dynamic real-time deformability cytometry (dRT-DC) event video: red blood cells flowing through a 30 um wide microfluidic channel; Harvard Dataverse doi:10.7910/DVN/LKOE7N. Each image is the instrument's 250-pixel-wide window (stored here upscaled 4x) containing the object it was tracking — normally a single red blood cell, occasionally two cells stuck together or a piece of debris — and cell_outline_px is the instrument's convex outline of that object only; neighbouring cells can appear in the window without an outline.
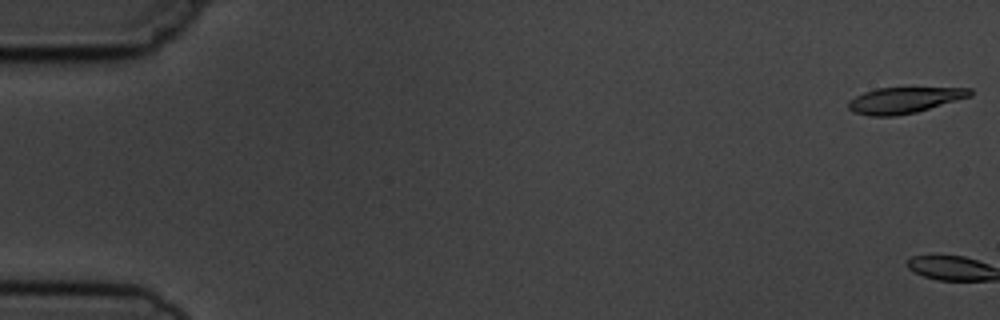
{"species": "common noctule bat (a hibernating species)", "species_latin": "Nyctalus noctula", "temperature_condition": "cold", "stored_images_in_passage": 7, "camera_frame_rate_fps": 3000, "um_per_image_px": 0.085, "animal": {"sex": "male", "body_mass_g": 19.5, "forearm_length_mm": 54.6}, "frame": {"image": 1, "passage_image": 1, "time_ms": 0.0, "image_size_px": [1000, 320], "cell_outline_px": [[972, 96], [916, 112], [896, 116], [872, 116], [852, 112], [848, 108], [848, 100], [864, 92], [876, 88], [972, 88]], "centroid_in_image_um": [76.84, 8.52], "position_along_channel_um": 8.2, "area_um2": 18.38}}
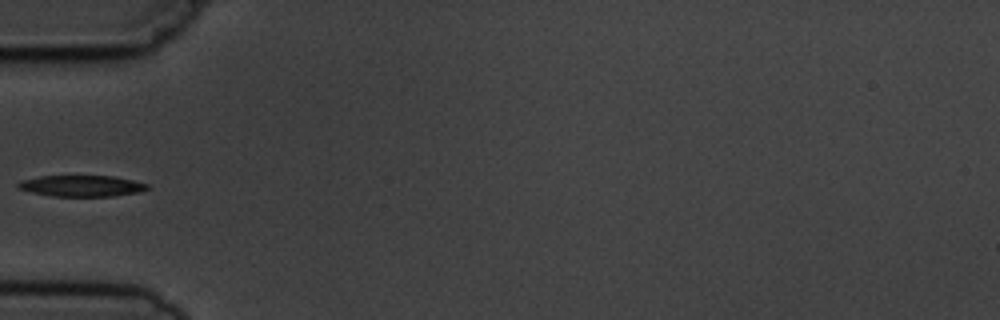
{"frame": {"image": 2, "passage_image": 7, "time_ms": 6.667, "image_size_px": [1000, 320], "cell_outline_px": [[152, 188], [140, 192], [112, 196], [52, 196], [32, 192], [16, 188], [16, 184], [20, 180], [40, 176], [112, 176], [132, 180], [148, 184]], "centroid_in_image_um": [6.94, 15.8], "position_along_channel_um": 78.1, "area_um2": 16.01}}